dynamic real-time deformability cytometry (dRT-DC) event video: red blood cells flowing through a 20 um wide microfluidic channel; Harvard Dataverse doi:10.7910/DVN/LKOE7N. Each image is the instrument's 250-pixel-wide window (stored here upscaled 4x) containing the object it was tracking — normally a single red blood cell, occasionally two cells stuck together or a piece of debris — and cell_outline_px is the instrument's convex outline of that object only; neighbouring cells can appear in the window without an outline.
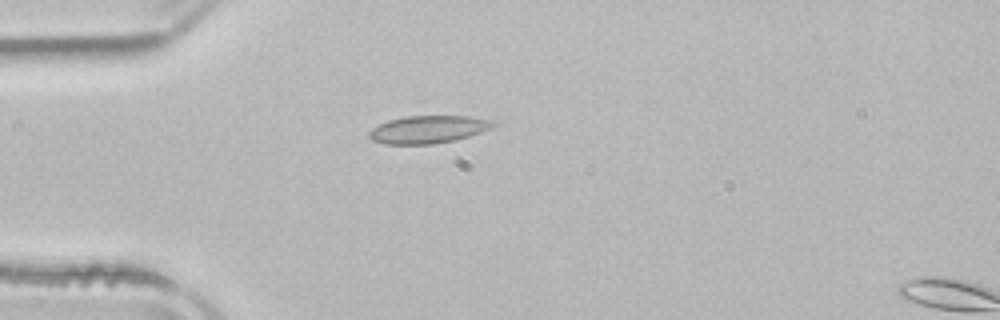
{"species": "common noctule bat (a hibernating species)", "species_latin": "Nyctalus noctula", "temperature_condition": "room temperature", "stored_images_in_passage": 3, "camera_frame_rate_fps": 3000, "um_per_image_px": 0.085, "animal": {"sex": "male", "body_mass_g": 21.5, "forearm_length_mm": 52.0}, "frame": {"image": 1, "passage_image": 1, "time_ms": 0.0, "image_size_px": [1000, 320], "cell_outline_px": [[496, 124], [492, 128], [468, 136], [452, 140], [432, 144], [384, 144], [372, 140], [368, 136], [368, 132], [372, 128], [388, 120], [404, 116], [468, 116], [488, 120]], "centroid_in_image_um": [36.33, 11.0], "position_along_channel_um": 48.7, "area_um2": 19.77}}